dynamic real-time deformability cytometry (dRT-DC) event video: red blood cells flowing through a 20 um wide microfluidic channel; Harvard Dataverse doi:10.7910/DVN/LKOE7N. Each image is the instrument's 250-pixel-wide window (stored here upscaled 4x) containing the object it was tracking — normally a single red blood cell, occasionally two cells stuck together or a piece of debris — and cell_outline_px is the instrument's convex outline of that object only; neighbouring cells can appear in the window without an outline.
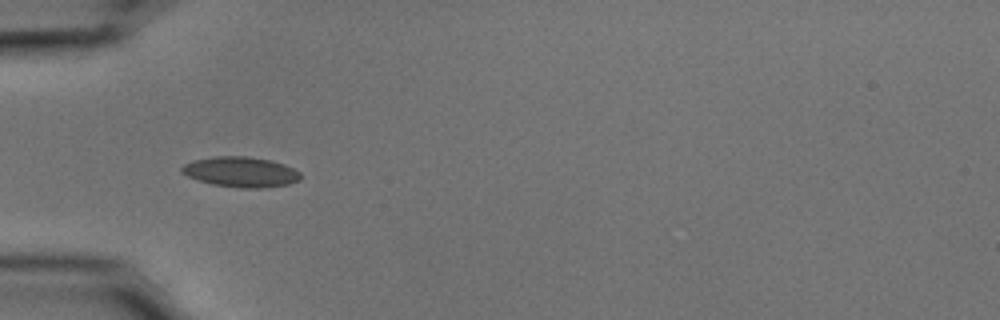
{"species": "common noctule bat (a hibernating species)", "species_latin": "Nyctalus noctula", "temperature_condition": "cold", "stored_images_in_passage": 26, "camera_frame_rate_fps": 3000, "um_per_image_px": 0.085, "animal": {"sex": "male", "body_mass_g": 15.6}, "frame": {"image": 1, "passage_image": 5, "time_ms": 1.333, "image_size_px": [1000, 320], "cell_outline_px": [[300, 180], [288, 184], [260, 188], [240, 188], [212, 184], [188, 176], [180, 172], [180, 168], [184, 164], [196, 160], [212, 156], [248, 156], [272, 160], [284, 164], [300, 172]], "centroid_in_image_um": [20.47, 14.61], "position_along_channel_um": 64.5, "area_um2": 20.92}}